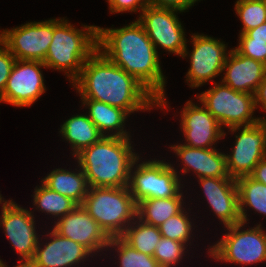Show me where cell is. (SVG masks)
<instances>
[{
  "instance_id": "cell-40",
  "label": "cell",
  "mask_w": 266,
  "mask_h": 267,
  "mask_svg": "<svg viewBox=\"0 0 266 267\" xmlns=\"http://www.w3.org/2000/svg\"><path fill=\"white\" fill-rule=\"evenodd\" d=\"M0 267H7V265L5 264V262H3L1 259H0Z\"/></svg>"
},
{
  "instance_id": "cell-15",
  "label": "cell",
  "mask_w": 266,
  "mask_h": 267,
  "mask_svg": "<svg viewBox=\"0 0 266 267\" xmlns=\"http://www.w3.org/2000/svg\"><path fill=\"white\" fill-rule=\"evenodd\" d=\"M53 230L60 236L73 240L87 248L93 255L107 251L110 237L100 225L88 214L82 205H77L54 222Z\"/></svg>"
},
{
  "instance_id": "cell-26",
  "label": "cell",
  "mask_w": 266,
  "mask_h": 267,
  "mask_svg": "<svg viewBox=\"0 0 266 267\" xmlns=\"http://www.w3.org/2000/svg\"><path fill=\"white\" fill-rule=\"evenodd\" d=\"M120 237L138 252L153 256L162 235L159 227L144 223L136 217Z\"/></svg>"
},
{
  "instance_id": "cell-13",
  "label": "cell",
  "mask_w": 266,
  "mask_h": 267,
  "mask_svg": "<svg viewBox=\"0 0 266 267\" xmlns=\"http://www.w3.org/2000/svg\"><path fill=\"white\" fill-rule=\"evenodd\" d=\"M32 213L13 200L1 207L0 227L2 226L13 249L21 256L19 265L15 267H27L36 252L39 237Z\"/></svg>"
},
{
  "instance_id": "cell-29",
  "label": "cell",
  "mask_w": 266,
  "mask_h": 267,
  "mask_svg": "<svg viewBox=\"0 0 266 267\" xmlns=\"http://www.w3.org/2000/svg\"><path fill=\"white\" fill-rule=\"evenodd\" d=\"M235 11L243 25L240 34L266 22V3L263 0H237Z\"/></svg>"
},
{
  "instance_id": "cell-10",
  "label": "cell",
  "mask_w": 266,
  "mask_h": 267,
  "mask_svg": "<svg viewBox=\"0 0 266 267\" xmlns=\"http://www.w3.org/2000/svg\"><path fill=\"white\" fill-rule=\"evenodd\" d=\"M235 135V146L226 154L227 171L230 177L237 179L249 176L254 167L266 157V120L249 125L229 128Z\"/></svg>"
},
{
  "instance_id": "cell-28",
  "label": "cell",
  "mask_w": 266,
  "mask_h": 267,
  "mask_svg": "<svg viewBox=\"0 0 266 267\" xmlns=\"http://www.w3.org/2000/svg\"><path fill=\"white\" fill-rule=\"evenodd\" d=\"M107 248H113L118 253L116 256H119L117 259L120 267H160L153 256L138 252L121 237H112Z\"/></svg>"
},
{
  "instance_id": "cell-35",
  "label": "cell",
  "mask_w": 266,
  "mask_h": 267,
  "mask_svg": "<svg viewBox=\"0 0 266 267\" xmlns=\"http://www.w3.org/2000/svg\"><path fill=\"white\" fill-rule=\"evenodd\" d=\"M198 1L200 0H149V5L157 8H166L185 12Z\"/></svg>"
},
{
  "instance_id": "cell-25",
  "label": "cell",
  "mask_w": 266,
  "mask_h": 267,
  "mask_svg": "<svg viewBox=\"0 0 266 267\" xmlns=\"http://www.w3.org/2000/svg\"><path fill=\"white\" fill-rule=\"evenodd\" d=\"M239 193V212L241 222L247 224V210H255L266 216V185L255 181L250 176H242L236 179Z\"/></svg>"
},
{
  "instance_id": "cell-31",
  "label": "cell",
  "mask_w": 266,
  "mask_h": 267,
  "mask_svg": "<svg viewBox=\"0 0 266 267\" xmlns=\"http://www.w3.org/2000/svg\"><path fill=\"white\" fill-rule=\"evenodd\" d=\"M186 246L188 247L185 243L161 237L156 244L153 257L160 267H176L184 257L183 255L187 253Z\"/></svg>"
},
{
  "instance_id": "cell-7",
  "label": "cell",
  "mask_w": 266,
  "mask_h": 267,
  "mask_svg": "<svg viewBox=\"0 0 266 267\" xmlns=\"http://www.w3.org/2000/svg\"><path fill=\"white\" fill-rule=\"evenodd\" d=\"M198 96L200 103L215 117L223 128L253 125L261 117H253L255 108L254 95L233 90L222 82Z\"/></svg>"
},
{
  "instance_id": "cell-8",
  "label": "cell",
  "mask_w": 266,
  "mask_h": 267,
  "mask_svg": "<svg viewBox=\"0 0 266 267\" xmlns=\"http://www.w3.org/2000/svg\"><path fill=\"white\" fill-rule=\"evenodd\" d=\"M139 159L131 167L128 183L136 204L143 199L174 197L181 191L183 184L171 163L155 158L139 163Z\"/></svg>"
},
{
  "instance_id": "cell-1",
  "label": "cell",
  "mask_w": 266,
  "mask_h": 267,
  "mask_svg": "<svg viewBox=\"0 0 266 267\" xmlns=\"http://www.w3.org/2000/svg\"><path fill=\"white\" fill-rule=\"evenodd\" d=\"M97 49L140 82L167 109L166 79L155 46L136 20L122 28H97Z\"/></svg>"
},
{
  "instance_id": "cell-11",
  "label": "cell",
  "mask_w": 266,
  "mask_h": 267,
  "mask_svg": "<svg viewBox=\"0 0 266 267\" xmlns=\"http://www.w3.org/2000/svg\"><path fill=\"white\" fill-rule=\"evenodd\" d=\"M53 37V19L27 22L21 26L0 31V42L16 60L44 63Z\"/></svg>"
},
{
  "instance_id": "cell-9",
  "label": "cell",
  "mask_w": 266,
  "mask_h": 267,
  "mask_svg": "<svg viewBox=\"0 0 266 267\" xmlns=\"http://www.w3.org/2000/svg\"><path fill=\"white\" fill-rule=\"evenodd\" d=\"M191 37L193 50L189 53L186 46L182 58L190 57V69L186 74V81L191 88H198L223 72L230 51H227L228 44L208 35L194 33Z\"/></svg>"
},
{
  "instance_id": "cell-18",
  "label": "cell",
  "mask_w": 266,
  "mask_h": 267,
  "mask_svg": "<svg viewBox=\"0 0 266 267\" xmlns=\"http://www.w3.org/2000/svg\"><path fill=\"white\" fill-rule=\"evenodd\" d=\"M48 235L51 240L43 247L38 241L34 258L27 267H75L81 262L84 264L87 257L89 260V256H93L87 248L60 236L53 229L46 236Z\"/></svg>"
},
{
  "instance_id": "cell-12",
  "label": "cell",
  "mask_w": 266,
  "mask_h": 267,
  "mask_svg": "<svg viewBox=\"0 0 266 267\" xmlns=\"http://www.w3.org/2000/svg\"><path fill=\"white\" fill-rule=\"evenodd\" d=\"M178 10L157 8L147 5L137 21L142 25L146 31L149 39L155 46L163 48L169 53L183 56L186 49L187 39L185 37L184 28L181 21H179Z\"/></svg>"
},
{
  "instance_id": "cell-2",
  "label": "cell",
  "mask_w": 266,
  "mask_h": 267,
  "mask_svg": "<svg viewBox=\"0 0 266 267\" xmlns=\"http://www.w3.org/2000/svg\"><path fill=\"white\" fill-rule=\"evenodd\" d=\"M72 86L81 99L100 101L129 114L158 108V100L140 82L98 49L84 63Z\"/></svg>"
},
{
  "instance_id": "cell-33",
  "label": "cell",
  "mask_w": 266,
  "mask_h": 267,
  "mask_svg": "<svg viewBox=\"0 0 266 267\" xmlns=\"http://www.w3.org/2000/svg\"><path fill=\"white\" fill-rule=\"evenodd\" d=\"M16 58L12 53L0 42V96L6 86L7 80L11 74Z\"/></svg>"
},
{
  "instance_id": "cell-6",
  "label": "cell",
  "mask_w": 266,
  "mask_h": 267,
  "mask_svg": "<svg viewBox=\"0 0 266 267\" xmlns=\"http://www.w3.org/2000/svg\"><path fill=\"white\" fill-rule=\"evenodd\" d=\"M245 225L240 222L226 226L228 232L208 248L209 256L216 261L243 266L266 261V233L261 223L244 230Z\"/></svg>"
},
{
  "instance_id": "cell-36",
  "label": "cell",
  "mask_w": 266,
  "mask_h": 267,
  "mask_svg": "<svg viewBox=\"0 0 266 267\" xmlns=\"http://www.w3.org/2000/svg\"><path fill=\"white\" fill-rule=\"evenodd\" d=\"M254 100L255 108L261 107L266 112V75L254 93Z\"/></svg>"
},
{
  "instance_id": "cell-4",
  "label": "cell",
  "mask_w": 266,
  "mask_h": 267,
  "mask_svg": "<svg viewBox=\"0 0 266 267\" xmlns=\"http://www.w3.org/2000/svg\"><path fill=\"white\" fill-rule=\"evenodd\" d=\"M76 29L64 18L53 19V37L44 64L46 68L65 72L72 84L84 63L97 50L98 26L82 25Z\"/></svg>"
},
{
  "instance_id": "cell-27",
  "label": "cell",
  "mask_w": 266,
  "mask_h": 267,
  "mask_svg": "<svg viewBox=\"0 0 266 267\" xmlns=\"http://www.w3.org/2000/svg\"><path fill=\"white\" fill-rule=\"evenodd\" d=\"M41 184V186L35 187L33 194V205H35L38 211L40 210L42 213L52 215L57 220L71 212L77 206L70 198L49 189L43 183Z\"/></svg>"
},
{
  "instance_id": "cell-30",
  "label": "cell",
  "mask_w": 266,
  "mask_h": 267,
  "mask_svg": "<svg viewBox=\"0 0 266 267\" xmlns=\"http://www.w3.org/2000/svg\"><path fill=\"white\" fill-rule=\"evenodd\" d=\"M188 212L184 208L174 216H171L164 223L159 226L162 237L172 239L188 244L190 237H192V221H190Z\"/></svg>"
},
{
  "instance_id": "cell-19",
  "label": "cell",
  "mask_w": 266,
  "mask_h": 267,
  "mask_svg": "<svg viewBox=\"0 0 266 267\" xmlns=\"http://www.w3.org/2000/svg\"><path fill=\"white\" fill-rule=\"evenodd\" d=\"M221 82L233 90L253 94L266 75V65L230 49Z\"/></svg>"
},
{
  "instance_id": "cell-34",
  "label": "cell",
  "mask_w": 266,
  "mask_h": 267,
  "mask_svg": "<svg viewBox=\"0 0 266 267\" xmlns=\"http://www.w3.org/2000/svg\"><path fill=\"white\" fill-rule=\"evenodd\" d=\"M109 3V10L112 13L121 12H137L149 5V0H107Z\"/></svg>"
},
{
  "instance_id": "cell-20",
  "label": "cell",
  "mask_w": 266,
  "mask_h": 267,
  "mask_svg": "<svg viewBox=\"0 0 266 267\" xmlns=\"http://www.w3.org/2000/svg\"><path fill=\"white\" fill-rule=\"evenodd\" d=\"M171 150L181 159L182 173L192 170L198 179L204 177L232 178L227 171L226 154L218 149L192 148L184 144L171 145Z\"/></svg>"
},
{
  "instance_id": "cell-24",
  "label": "cell",
  "mask_w": 266,
  "mask_h": 267,
  "mask_svg": "<svg viewBox=\"0 0 266 267\" xmlns=\"http://www.w3.org/2000/svg\"><path fill=\"white\" fill-rule=\"evenodd\" d=\"M182 191L170 198L143 199L137 203L136 217L144 223L159 227L184 208Z\"/></svg>"
},
{
  "instance_id": "cell-37",
  "label": "cell",
  "mask_w": 266,
  "mask_h": 267,
  "mask_svg": "<svg viewBox=\"0 0 266 267\" xmlns=\"http://www.w3.org/2000/svg\"><path fill=\"white\" fill-rule=\"evenodd\" d=\"M255 181L266 185V157H264L255 167L253 172L249 175Z\"/></svg>"
},
{
  "instance_id": "cell-17",
  "label": "cell",
  "mask_w": 266,
  "mask_h": 267,
  "mask_svg": "<svg viewBox=\"0 0 266 267\" xmlns=\"http://www.w3.org/2000/svg\"><path fill=\"white\" fill-rule=\"evenodd\" d=\"M204 197L224 227L241 222L236 179L204 177L198 179Z\"/></svg>"
},
{
  "instance_id": "cell-38",
  "label": "cell",
  "mask_w": 266,
  "mask_h": 267,
  "mask_svg": "<svg viewBox=\"0 0 266 267\" xmlns=\"http://www.w3.org/2000/svg\"><path fill=\"white\" fill-rule=\"evenodd\" d=\"M245 35L250 39L266 41V22L247 31Z\"/></svg>"
},
{
  "instance_id": "cell-3",
  "label": "cell",
  "mask_w": 266,
  "mask_h": 267,
  "mask_svg": "<svg viewBox=\"0 0 266 267\" xmlns=\"http://www.w3.org/2000/svg\"><path fill=\"white\" fill-rule=\"evenodd\" d=\"M130 137L103 136L74 158L84 171L89 187H126L130 170L139 157Z\"/></svg>"
},
{
  "instance_id": "cell-14",
  "label": "cell",
  "mask_w": 266,
  "mask_h": 267,
  "mask_svg": "<svg viewBox=\"0 0 266 267\" xmlns=\"http://www.w3.org/2000/svg\"><path fill=\"white\" fill-rule=\"evenodd\" d=\"M41 67L46 69L40 61L16 60L0 96L1 102L15 107H30L36 102L46 91Z\"/></svg>"
},
{
  "instance_id": "cell-39",
  "label": "cell",
  "mask_w": 266,
  "mask_h": 267,
  "mask_svg": "<svg viewBox=\"0 0 266 267\" xmlns=\"http://www.w3.org/2000/svg\"><path fill=\"white\" fill-rule=\"evenodd\" d=\"M9 201L10 200H4V198L2 199V195L0 194V204H2V207H4V205L7 204V202H9Z\"/></svg>"
},
{
  "instance_id": "cell-22",
  "label": "cell",
  "mask_w": 266,
  "mask_h": 267,
  "mask_svg": "<svg viewBox=\"0 0 266 267\" xmlns=\"http://www.w3.org/2000/svg\"><path fill=\"white\" fill-rule=\"evenodd\" d=\"M75 170L77 172L56 168L41 179V182L49 189L70 198L77 205H82L88 194L89 185L84 171L81 168Z\"/></svg>"
},
{
  "instance_id": "cell-32",
  "label": "cell",
  "mask_w": 266,
  "mask_h": 267,
  "mask_svg": "<svg viewBox=\"0 0 266 267\" xmlns=\"http://www.w3.org/2000/svg\"><path fill=\"white\" fill-rule=\"evenodd\" d=\"M234 49L239 54L266 65V41L250 39L245 34H239V45Z\"/></svg>"
},
{
  "instance_id": "cell-16",
  "label": "cell",
  "mask_w": 266,
  "mask_h": 267,
  "mask_svg": "<svg viewBox=\"0 0 266 267\" xmlns=\"http://www.w3.org/2000/svg\"><path fill=\"white\" fill-rule=\"evenodd\" d=\"M201 105L188 100L181 111L180 127L186 138L183 144L192 148H215L213 145L223 139L226 132L217 119Z\"/></svg>"
},
{
  "instance_id": "cell-5",
  "label": "cell",
  "mask_w": 266,
  "mask_h": 267,
  "mask_svg": "<svg viewBox=\"0 0 266 267\" xmlns=\"http://www.w3.org/2000/svg\"><path fill=\"white\" fill-rule=\"evenodd\" d=\"M82 206L110 237H120L136 218L137 204L128 186L89 187Z\"/></svg>"
},
{
  "instance_id": "cell-21",
  "label": "cell",
  "mask_w": 266,
  "mask_h": 267,
  "mask_svg": "<svg viewBox=\"0 0 266 267\" xmlns=\"http://www.w3.org/2000/svg\"><path fill=\"white\" fill-rule=\"evenodd\" d=\"M80 101L83 106L85 105L84 107L88 106L87 116L103 136L131 137L130 132L124 129L127 116L130 115L126 110L93 99H81Z\"/></svg>"
},
{
  "instance_id": "cell-23",
  "label": "cell",
  "mask_w": 266,
  "mask_h": 267,
  "mask_svg": "<svg viewBox=\"0 0 266 267\" xmlns=\"http://www.w3.org/2000/svg\"><path fill=\"white\" fill-rule=\"evenodd\" d=\"M60 127L59 133L71 145L73 157L103 137L87 114L74 115Z\"/></svg>"
}]
</instances>
